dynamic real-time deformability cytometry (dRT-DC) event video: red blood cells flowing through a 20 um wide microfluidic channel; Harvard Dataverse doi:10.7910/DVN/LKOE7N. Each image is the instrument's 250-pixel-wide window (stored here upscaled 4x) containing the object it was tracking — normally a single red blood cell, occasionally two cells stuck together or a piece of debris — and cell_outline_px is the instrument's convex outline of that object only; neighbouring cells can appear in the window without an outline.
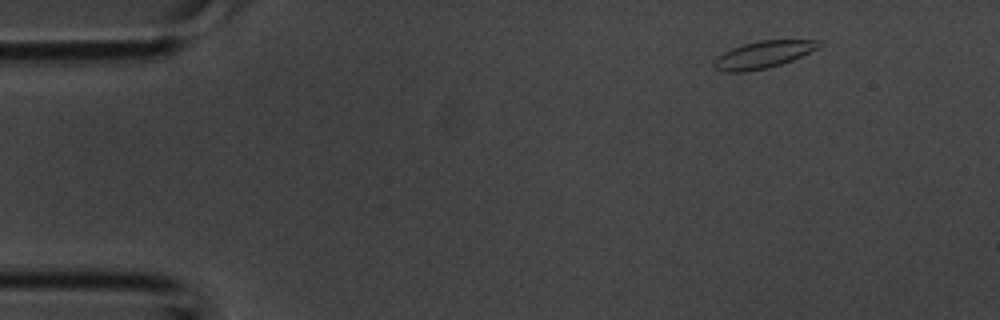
{"species": "common noctule bat (a hibernating species)", "species_latin": "Nyctalus noctula", "temperature_condition": "room temperature", "stored_images_in_passage": 4, "camera_frame_rate_fps": 3000, "um_per_image_px": 0.085, "animal": {"sex": "male", "body_mass_g": 20.1, "forearm_length_mm": 53.5}, "frame": {"image": 1, "passage_image": 1, "time_ms": 0.0, "image_size_px": [1000, 320], "cell_outline_px": [[820, 44], [816, 48], [792, 60], [768, 68], [744, 72], [724, 72], [716, 68], [712, 64], [712, 60], [716, 56], [732, 48], [744, 44], [760, 40], [820, 40]], "centroid_in_image_um": [64.79, 4.65], "position_along_channel_um": 20.2, "area_um2": 16.42}}
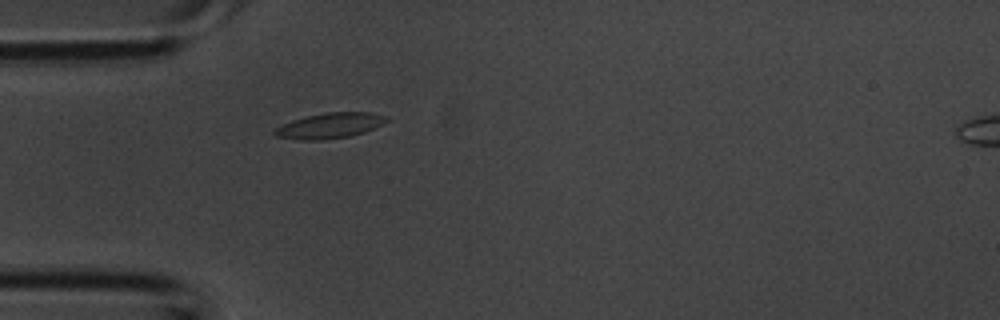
{"frame": {"image": 2, "passage_image": 3, "time_ms": 0.667, "image_size_px": [1000, 320], "cell_outline_px": [[388, 120], [364, 132], [348, 136], [320, 140], [304, 140], [276, 136], [272, 132], [276, 128], [292, 120], [308, 116], [328, 112], [372, 112], [388, 116]], "centroid_in_image_um": [28.04, 10.67], "position_along_channel_um": 57.0, "area_um2": 16.24}}